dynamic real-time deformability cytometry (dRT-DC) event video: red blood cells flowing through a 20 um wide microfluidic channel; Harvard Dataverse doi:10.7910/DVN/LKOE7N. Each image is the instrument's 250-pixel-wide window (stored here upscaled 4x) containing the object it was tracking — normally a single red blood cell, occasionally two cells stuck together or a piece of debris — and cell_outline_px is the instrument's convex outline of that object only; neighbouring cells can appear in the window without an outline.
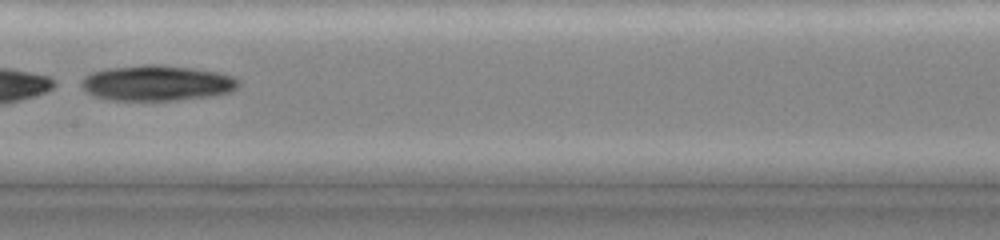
{"species": "common noctule bat (a hibernating species)", "species_latin": "Nyctalus noctula", "temperature_condition": "cold", "stored_images_in_passage": 30, "camera_frame_rate_fps": 3000, "um_per_image_px": 0.085, "animal": {"sex": "female", "body_mass_g": 19.0, "forearm_length_mm": 51.5}, "frame": {"image": 1, "passage_image": 15, "time_ms": 7.333, "image_size_px": [1000, 240], "cell_outline_px": [[240, 84], [232, 92], [216, 96], [180, 100], [108, 100], [96, 96], [88, 92], [80, 84], [80, 80], [84, 76], [92, 72], [108, 68], [144, 64], [160, 64], [192, 68], [216, 72], [232, 76], [240, 80]], "centroid_in_image_um": [13.37, 7.06], "position_along_channel_um": 194.0, "area_um2": 32.83}}
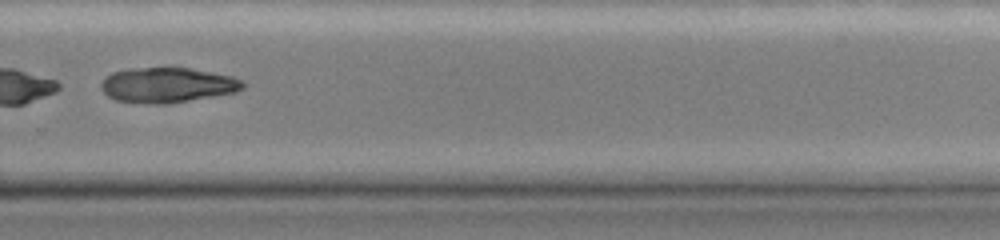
{"frame": {"image": 2, "passage_image": 21, "time_ms": 10.333, "image_size_px": [1000, 240], "cell_outline_px": [[244, 88], [236, 92], [164, 104], [152, 104], [116, 100], [108, 96], [100, 88], [100, 84], [104, 76], [112, 72], [132, 68], [188, 68], [232, 76], [244, 80]], "centroid_in_image_um": [14.2, 7.22], "position_along_channel_um": 315.6, "area_um2": 28.84}}